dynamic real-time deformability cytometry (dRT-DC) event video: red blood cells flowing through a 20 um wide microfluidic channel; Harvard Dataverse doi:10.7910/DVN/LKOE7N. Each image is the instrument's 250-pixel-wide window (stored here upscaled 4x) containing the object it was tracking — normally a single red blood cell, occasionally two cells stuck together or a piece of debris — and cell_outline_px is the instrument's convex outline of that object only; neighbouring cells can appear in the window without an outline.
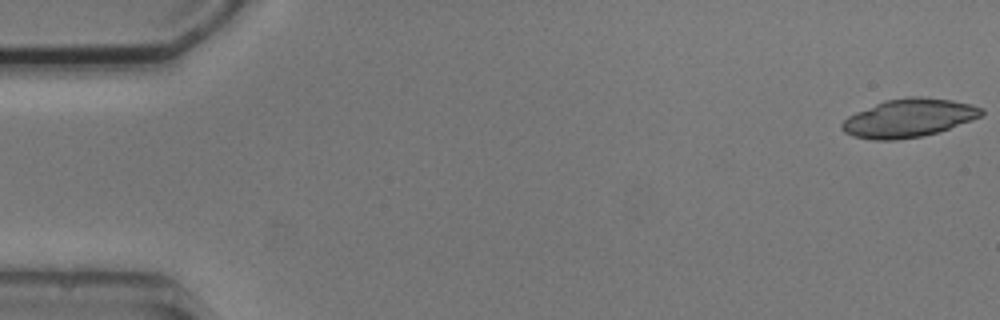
{"species": "common noctule bat (a hibernating species)", "species_latin": "Nyctalus noctula", "temperature_condition": "cold", "stored_images_in_passage": 6, "camera_frame_rate_fps": 3000, "um_per_image_px": 0.085, "animal": {"sex": "male", "body_mass_g": 20.5, "forearm_length_mm": 52.5}, "frame": {"image": 1, "passage_image": 1, "time_ms": 0.0, "image_size_px": [1000, 320], "cell_outline_px": [[984, 112], [980, 116], [972, 120], [940, 132], [920, 136], [896, 140], [872, 140], [852, 136], [844, 132], [840, 128], [840, 124], [848, 116], [856, 112], [884, 100], [908, 96], [924, 96], [952, 100], [972, 104], [984, 108]], "centroid_in_image_um": [77.24, 10.03], "position_along_channel_um": 7.8, "area_um2": 31.44}}